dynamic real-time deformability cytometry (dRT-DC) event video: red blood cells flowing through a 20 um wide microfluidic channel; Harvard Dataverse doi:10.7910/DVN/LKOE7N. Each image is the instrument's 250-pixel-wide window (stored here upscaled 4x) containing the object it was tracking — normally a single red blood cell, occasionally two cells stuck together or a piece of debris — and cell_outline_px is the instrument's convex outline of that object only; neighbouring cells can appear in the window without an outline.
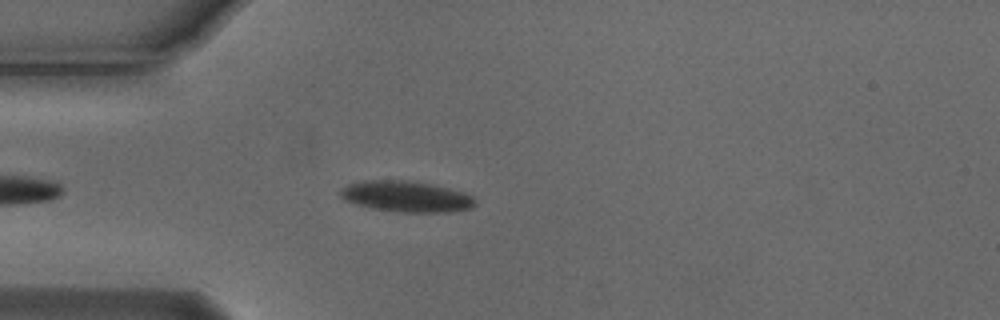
{"species": "Egyptian fruit bat (a non-hibernating species)", "species_latin": "Rousettus aegyptiacus", "temperature_condition": "cold", "stored_images_in_passage": 1, "camera_frame_rate_fps": 3000, "um_per_image_px": 0.085, "animal": {"sex": "male"}, "frame": {"image": 1, "passage_image": 1, "time_ms": 0.0, "image_size_px": [1000, 320], "cell_outline_px": [[476, 204], [472, 208], [452, 212], [400, 212], [372, 208], [356, 204], [344, 200], [340, 196], [340, 192], [348, 184], [364, 180], [408, 180], [448, 188], [464, 192], [472, 196], [476, 200]], "centroid_in_image_um": [34.55, 16.71], "position_along_channel_um": 50.4, "area_um2": 24.28}}